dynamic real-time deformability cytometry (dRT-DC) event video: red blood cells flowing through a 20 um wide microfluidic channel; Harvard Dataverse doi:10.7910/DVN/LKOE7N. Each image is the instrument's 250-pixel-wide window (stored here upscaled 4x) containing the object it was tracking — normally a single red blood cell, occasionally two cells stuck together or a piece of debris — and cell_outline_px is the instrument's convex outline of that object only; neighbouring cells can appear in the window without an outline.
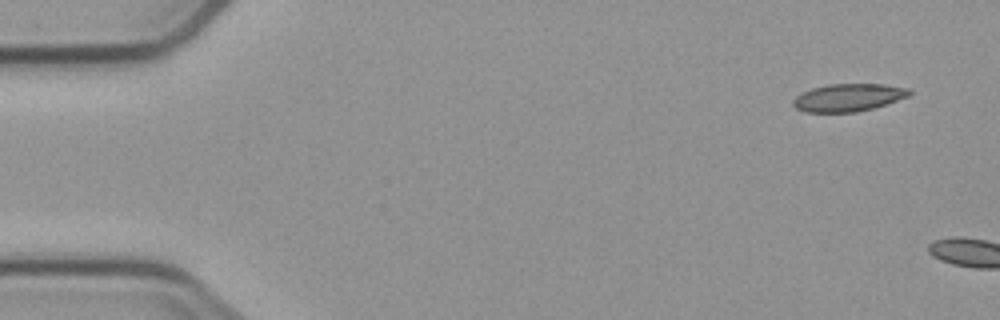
{"species": "common noctule bat (a hibernating species)", "species_latin": "Nyctalus noctula", "temperature_condition": "cold", "stored_images_in_passage": 2, "camera_frame_rate_fps": 3000, "um_per_image_px": 0.085, "animal": {"sex": "male", "body_mass_g": 23.1, "forearm_length_mm": 52.7}, "frame": {"image": 1, "passage_image": 1, "time_ms": 0.0, "image_size_px": [1000, 320], "cell_outline_px": [[912, 92], [908, 96], [872, 108], [856, 112], [804, 112], [796, 108], [792, 104], [792, 100], [796, 96], [812, 88], [828, 84], [884, 84], [912, 88]], "centroid_in_image_um": [72.11, 8.28], "position_along_channel_um": 12.9, "area_um2": 18.67}}